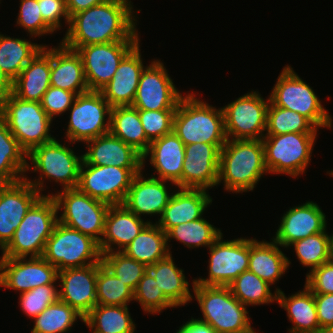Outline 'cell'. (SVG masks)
I'll return each instance as SVG.
<instances>
[{
    "label": "cell",
    "instance_id": "6da1fadb",
    "mask_svg": "<svg viewBox=\"0 0 333 333\" xmlns=\"http://www.w3.org/2000/svg\"><path fill=\"white\" fill-rule=\"evenodd\" d=\"M129 0H109L70 17L63 46L79 47L123 40H139Z\"/></svg>",
    "mask_w": 333,
    "mask_h": 333
},
{
    "label": "cell",
    "instance_id": "7a4b0ae2",
    "mask_svg": "<svg viewBox=\"0 0 333 333\" xmlns=\"http://www.w3.org/2000/svg\"><path fill=\"white\" fill-rule=\"evenodd\" d=\"M267 172L262 140L228 139L222 147L218 184L223 180L227 191H252Z\"/></svg>",
    "mask_w": 333,
    "mask_h": 333
},
{
    "label": "cell",
    "instance_id": "3957f363",
    "mask_svg": "<svg viewBox=\"0 0 333 333\" xmlns=\"http://www.w3.org/2000/svg\"><path fill=\"white\" fill-rule=\"evenodd\" d=\"M173 133L185 146L199 142L225 145L223 110L197 99L194 93H188L176 107Z\"/></svg>",
    "mask_w": 333,
    "mask_h": 333
},
{
    "label": "cell",
    "instance_id": "277c9868",
    "mask_svg": "<svg viewBox=\"0 0 333 333\" xmlns=\"http://www.w3.org/2000/svg\"><path fill=\"white\" fill-rule=\"evenodd\" d=\"M57 214V205L51 194L41 196L27 211L12 240L2 250V257H42L46 241L58 222Z\"/></svg>",
    "mask_w": 333,
    "mask_h": 333
},
{
    "label": "cell",
    "instance_id": "5b68a950",
    "mask_svg": "<svg viewBox=\"0 0 333 333\" xmlns=\"http://www.w3.org/2000/svg\"><path fill=\"white\" fill-rule=\"evenodd\" d=\"M193 292L203 319L216 333H250L253 331L248 311L229 287L203 286L192 282Z\"/></svg>",
    "mask_w": 333,
    "mask_h": 333
},
{
    "label": "cell",
    "instance_id": "8992f818",
    "mask_svg": "<svg viewBox=\"0 0 333 333\" xmlns=\"http://www.w3.org/2000/svg\"><path fill=\"white\" fill-rule=\"evenodd\" d=\"M0 117L27 154L55 139L49 133L53 120L40 102L22 100L11 93L0 103Z\"/></svg>",
    "mask_w": 333,
    "mask_h": 333
},
{
    "label": "cell",
    "instance_id": "52a82bcc",
    "mask_svg": "<svg viewBox=\"0 0 333 333\" xmlns=\"http://www.w3.org/2000/svg\"><path fill=\"white\" fill-rule=\"evenodd\" d=\"M42 257L61 271L100 263L102 253L92 237L57 222Z\"/></svg>",
    "mask_w": 333,
    "mask_h": 333
},
{
    "label": "cell",
    "instance_id": "ba28073f",
    "mask_svg": "<svg viewBox=\"0 0 333 333\" xmlns=\"http://www.w3.org/2000/svg\"><path fill=\"white\" fill-rule=\"evenodd\" d=\"M270 102L308 118L317 128L332 126L329 113L321 105L314 90L290 66L283 68L269 96Z\"/></svg>",
    "mask_w": 333,
    "mask_h": 333
},
{
    "label": "cell",
    "instance_id": "9c48e42d",
    "mask_svg": "<svg viewBox=\"0 0 333 333\" xmlns=\"http://www.w3.org/2000/svg\"><path fill=\"white\" fill-rule=\"evenodd\" d=\"M27 157L33 164V171L39 170L41 175L40 179L34 181L27 179V177L24 179L39 193L44 191L43 178H52L53 181L61 183L62 189L77 188L83 155L76 156L71 148L60 144L56 138L33 148Z\"/></svg>",
    "mask_w": 333,
    "mask_h": 333
},
{
    "label": "cell",
    "instance_id": "30bf717a",
    "mask_svg": "<svg viewBox=\"0 0 333 333\" xmlns=\"http://www.w3.org/2000/svg\"><path fill=\"white\" fill-rule=\"evenodd\" d=\"M316 136V133L265 135L262 142L268 173L288 174L292 178L303 174L310 164Z\"/></svg>",
    "mask_w": 333,
    "mask_h": 333
},
{
    "label": "cell",
    "instance_id": "8fae6325",
    "mask_svg": "<svg viewBox=\"0 0 333 333\" xmlns=\"http://www.w3.org/2000/svg\"><path fill=\"white\" fill-rule=\"evenodd\" d=\"M52 194L57 210L63 209L58 222L92 237L100 243L104 234L105 217L110 204L92 198L78 188L63 189ZM99 235V236H98Z\"/></svg>",
    "mask_w": 333,
    "mask_h": 333
},
{
    "label": "cell",
    "instance_id": "7c38bea8",
    "mask_svg": "<svg viewBox=\"0 0 333 333\" xmlns=\"http://www.w3.org/2000/svg\"><path fill=\"white\" fill-rule=\"evenodd\" d=\"M269 103V99L265 100L258 92L252 91L224 106L222 110L227 140H262Z\"/></svg>",
    "mask_w": 333,
    "mask_h": 333
},
{
    "label": "cell",
    "instance_id": "4fadbf2b",
    "mask_svg": "<svg viewBox=\"0 0 333 333\" xmlns=\"http://www.w3.org/2000/svg\"><path fill=\"white\" fill-rule=\"evenodd\" d=\"M142 170L143 168L95 166L82 161L77 188L110 205H122L134 176Z\"/></svg>",
    "mask_w": 333,
    "mask_h": 333
},
{
    "label": "cell",
    "instance_id": "5bb4252c",
    "mask_svg": "<svg viewBox=\"0 0 333 333\" xmlns=\"http://www.w3.org/2000/svg\"><path fill=\"white\" fill-rule=\"evenodd\" d=\"M111 108L100 91H88L76 95L69 108L71 113L66 132L69 142L81 141L85 143L108 133ZM105 120H107L106 123Z\"/></svg>",
    "mask_w": 333,
    "mask_h": 333
},
{
    "label": "cell",
    "instance_id": "9a60e30c",
    "mask_svg": "<svg viewBox=\"0 0 333 333\" xmlns=\"http://www.w3.org/2000/svg\"><path fill=\"white\" fill-rule=\"evenodd\" d=\"M221 235L210 247L208 278L195 280L203 286L228 287L249 268L250 239L223 241Z\"/></svg>",
    "mask_w": 333,
    "mask_h": 333
},
{
    "label": "cell",
    "instance_id": "2e32d148",
    "mask_svg": "<svg viewBox=\"0 0 333 333\" xmlns=\"http://www.w3.org/2000/svg\"><path fill=\"white\" fill-rule=\"evenodd\" d=\"M139 40L114 41L79 47L89 91H100L113 78L122 59Z\"/></svg>",
    "mask_w": 333,
    "mask_h": 333
},
{
    "label": "cell",
    "instance_id": "e0dca14e",
    "mask_svg": "<svg viewBox=\"0 0 333 333\" xmlns=\"http://www.w3.org/2000/svg\"><path fill=\"white\" fill-rule=\"evenodd\" d=\"M160 60L152 61L140 76L132 107L138 110H176L183 97Z\"/></svg>",
    "mask_w": 333,
    "mask_h": 333
},
{
    "label": "cell",
    "instance_id": "ac0fdd59",
    "mask_svg": "<svg viewBox=\"0 0 333 333\" xmlns=\"http://www.w3.org/2000/svg\"><path fill=\"white\" fill-rule=\"evenodd\" d=\"M58 270L43 257L0 258V287L27 292L38 286L55 284Z\"/></svg>",
    "mask_w": 333,
    "mask_h": 333
},
{
    "label": "cell",
    "instance_id": "d6986e66",
    "mask_svg": "<svg viewBox=\"0 0 333 333\" xmlns=\"http://www.w3.org/2000/svg\"><path fill=\"white\" fill-rule=\"evenodd\" d=\"M223 146L203 142L186 145L182 177L175 186L205 190L217 186Z\"/></svg>",
    "mask_w": 333,
    "mask_h": 333
},
{
    "label": "cell",
    "instance_id": "ffe728a7",
    "mask_svg": "<svg viewBox=\"0 0 333 333\" xmlns=\"http://www.w3.org/2000/svg\"><path fill=\"white\" fill-rule=\"evenodd\" d=\"M38 190L25 179L0 184V249L12 240L15 230L27 211L41 197Z\"/></svg>",
    "mask_w": 333,
    "mask_h": 333
},
{
    "label": "cell",
    "instance_id": "44dd1931",
    "mask_svg": "<svg viewBox=\"0 0 333 333\" xmlns=\"http://www.w3.org/2000/svg\"><path fill=\"white\" fill-rule=\"evenodd\" d=\"M99 263L58 271L59 300L84 317L97 305L96 279Z\"/></svg>",
    "mask_w": 333,
    "mask_h": 333
},
{
    "label": "cell",
    "instance_id": "7402d4cb",
    "mask_svg": "<svg viewBox=\"0 0 333 333\" xmlns=\"http://www.w3.org/2000/svg\"><path fill=\"white\" fill-rule=\"evenodd\" d=\"M325 217L322 209L312 201L290 208L284 213L273 240L288 248L296 241L323 232L327 225Z\"/></svg>",
    "mask_w": 333,
    "mask_h": 333
},
{
    "label": "cell",
    "instance_id": "603a6c76",
    "mask_svg": "<svg viewBox=\"0 0 333 333\" xmlns=\"http://www.w3.org/2000/svg\"><path fill=\"white\" fill-rule=\"evenodd\" d=\"M139 43L122 59L113 78L100 92L111 107L131 106L145 68Z\"/></svg>",
    "mask_w": 333,
    "mask_h": 333
},
{
    "label": "cell",
    "instance_id": "cb8c5ba5",
    "mask_svg": "<svg viewBox=\"0 0 333 333\" xmlns=\"http://www.w3.org/2000/svg\"><path fill=\"white\" fill-rule=\"evenodd\" d=\"M83 161L95 166L143 168V156L110 132L87 142Z\"/></svg>",
    "mask_w": 333,
    "mask_h": 333
},
{
    "label": "cell",
    "instance_id": "d4e9b609",
    "mask_svg": "<svg viewBox=\"0 0 333 333\" xmlns=\"http://www.w3.org/2000/svg\"><path fill=\"white\" fill-rule=\"evenodd\" d=\"M165 183L166 180L153 175L146 179L141 172L136 174L123 205L138 217H141V214L161 215L172 196Z\"/></svg>",
    "mask_w": 333,
    "mask_h": 333
},
{
    "label": "cell",
    "instance_id": "484cf974",
    "mask_svg": "<svg viewBox=\"0 0 333 333\" xmlns=\"http://www.w3.org/2000/svg\"><path fill=\"white\" fill-rule=\"evenodd\" d=\"M206 191L179 188L178 192L171 193L172 196L156 224L167 233L176 225L201 218L207 206L212 203V198Z\"/></svg>",
    "mask_w": 333,
    "mask_h": 333
},
{
    "label": "cell",
    "instance_id": "4316f807",
    "mask_svg": "<svg viewBox=\"0 0 333 333\" xmlns=\"http://www.w3.org/2000/svg\"><path fill=\"white\" fill-rule=\"evenodd\" d=\"M149 223L123 204L110 205L105 217L104 238L99 243L101 253L115 251L112 245L118 246L116 251L121 252Z\"/></svg>",
    "mask_w": 333,
    "mask_h": 333
},
{
    "label": "cell",
    "instance_id": "83f0119b",
    "mask_svg": "<svg viewBox=\"0 0 333 333\" xmlns=\"http://www.w3.org/2000/svg\"><path fill=\"white\" fill-rule=\"evenodd\" d=\"M44 46L13 80L12 93L26 101L41 102L50 85L51 48Z\"/></svg>",
    "mask_w": 333,
    "mask_h": 333
},
{
    "label": "cell",
    "instance_id": "f1b7e54d",
    "mask_svg": "<svg viewBox=\"0 0 333 333\" xmlns=\"http://www.w3.org/2000/svg\"><path fill=\"white\" fill-rule=\"evenodd\" d=\"M149 153L150 164L156 169L158 179L170 181L175 185L182 177L183 160L185 158V145L179 137L171 132L153 140L143 156V168Z\"/></svg>",
    "mask_w": 333,
    "mask_h": 333
},
{
    "label": "cell",
    "instance_id": "f546056e",
    "mask_svg": "<svg viewBox=\"0 0 333 333\" xmlns=\"http://www.w3.org/2000/svg\"><path fill=\"white\" fill-rule=\"evenodd\" d=\"M50 85L76 95L89 91L81 56L62 44L51 48Z\"/></svg>",
    "mask_w": 333,
    "mask_h": 333
},
{
    "label": "cell",
    "instance_id": "4dcf8cb0",
    "mask_svg": "<svg viewBox=\"0 0 333 333\" xmlns=\"http://www.w3.org/2000/svg\"><path fill=\"white\" fill-rule=\"evenodd\" d=\"M280 246L273 239L272 242L250 239V256L248 270L256 274L269 285L274 284L285 273L289 258L279 249Z\"/></svg>",
    "mask_w": 333,
    "mask_h": 333
},
{
    "label": "cell",
    "instance_id": "1f68e13d",
    "mask_svg": "<svg viewBox=\"0 0 333 333\" xmlns=\"http://www.w3.org/2000/svg\"><path fill=\"white\" fill-rule=\"evenodd\" d=\"M276 291V302L286 310L289 320L293 323L289 333H315L320 328L314 294L306 286L303 291L290 297H286L278 288Z\"/></svg>",
    "mask_w": 333,
    "mask_h": 333
},
{
    "label": "cell",
    "instance_id": "d6a6232c",
    "mask_svg": "<svg viewBox=\"0 0 333 333\" xmlns=\"http://www.w3.org/2000/svg\"><path fill=\"white\" fill-rule=\"evenodd\" d=\"M109 132L133 147L142 156L149 149L151 141L146 137L138 109L132 106L111 108Z\"/></svg>",
    "mask_w": 333,
    "mask_h": 333
},
{
    "label": "cell",
    "instance_id": "836d02e7",
    "mask_svg": "<svg viewBox=\"0 0 333 333\" xmlns=\"http://www.w3.org/2000/svg\"><path fill=\"white\" fill-rule=\"evenodd\" d=\"M121 252L148 267L170 254L167 234L150 222Z\"/></svg>",
    "mask_w": 333,
    "mask_h": 333
},
{
    "label": "cell",
    "instance_id": "e575fe53",
    "mask_svg": "<svg viewBox=\"0 0 333 333\" xmlns=\"http://www.w3.org/2000/svg\"><path fill=\"white\" fill-rule=\"evenodd\" d=\"M26 158L27 153L0 117V184L16 183L24 179L25 172L31 169Z\"/></svg>",
    "mask_w": 333,
    "mask_h": 333
},
{
    "label": "cell",
    "instance_id": "d590c367",
    "mask_svg": "<svg viewBox=\"0 0 333 333\" xmlns=\"http://www.w3.org/2000/svg\"><path fill=\"white\" fill-rule=\"evenodd\" d=\"M148 271L153 275L158 287L163 294L177 307L187 305L192 300L189 283L185 279L182 269L175 266L170 253L166 258L148 266Z\"/></svg>",
    "mask_w": 333,
    "mask_h": 333
},
{
    "label": "cell",
    "instance_id": "8d00e7d4",
    "mask_svg": "<svg viewBox=\"0 0 333 333\" xmlns=\"http://www.w3.org/2000/svg\"><path fill=\"white\" fill-rule=\"evenodd\" d=\"M128 306L97 304L85 317L84 323L93 333H134Z\"/></svg>",
    "mask_w": 333,
    "mask_h": 333
},
{
    "label": "cell",
    "instance_id": "74e56055",
    "mask_svg": "<svg viewBox=\"0 0 333 333\" xmlns=\"http://www.w3.org/2000/svg\"><path fill=\"white\" fill-rule=\"evenodd\" d=\"M25 39L0 34V67L13 81L42 48Z\"/></svg>",
    "mask_w": 333,
    "mask_h": 333
},
{
    "label": "cell",
    "instance_id": "f35d334b",
    "mask_svg": "<svg viewBox=\"0 0 333 333\" xmlns=\"http://www.w3.org/2000/svg\"><path fill=\"white\" fill-rule=\"evenodd\" d=\"M228 287L234 297L246 307L277 300V291L272 294L270 285L249 270L240 274Z\"/></svg>",
    "mask_w": 333,
    "mask_h": 333
},
{
    "label": "cell",
    "instance_id": "ab89813d",
    "mask_svg": "<svg viewBox=\"0 0 333 333\" xmlns=\"http://www.w3.org/2000/svg\"><path fill=\"white\" fill-rule=\"evenodd\" d=\"M78 318L84 322V316L75 308L58 300L34 318L31 333H67Z\"/></svg>",
    "mask_w": 333,
    "mask_h": 333
},
{
    "label": "cell",
    "instance_id": "60d3db41",
    "mask_svg": "<svg viewBox=\"0 0 333 333\" xmlns=\"http://www.w3.org/2000/svg\"><path fill=\"white\" fill-rule=\"evenodd\" d=\"M317 130L318 128L305 116L269 103L265 135L317 133Z\"/></svg>",
    "mask_w": 333,
    "mask_h": 333
},
{
    "label": "cell",
    "instance_id": "b9f144b4",
    "mask_svg": "<svg viewBox=\"0 0 333 333\" xmlns=\"http://www.w3.org/2000/svg\"><path fill=\"white\" fill-rule=\"evenodd\" d=\"M166 234L167 241L174 238L188 248L201 246H208L209 248L222 235V232L201 217L194 221L176 225Z\"/></svg>",
    "mask_w": 333,
    "mask_h": 333
},
{
    "label": "cell",
    "instance_id": "7bdbcfd3",
    "mask_svg": "<svg viewBox=\"0 0 333 333\" xmlns=\"http://www.w3.org/2000/svg\"><path fill=\"white\" fill-rule=\"evenodd\" d=\"M96 298L100 305L127 306L134 300V292L101 261L96 279Z\"/></svg>",
    "mask_w": 333,
    "mask_h": 333
},
{
    "label": "cell",
    "instance_id": "ee69618b",
    "mask_svg": "<svg viewBox=\"0 0 333 333\" xmlns=\"http://www.w3.org/2000/svg\"><path fill=\"white\" fill-rule=\"evenodd\" d=\"M290 246H294L299 261L302 265L310 267V271L331 260L330 235L326 233V229Z\"/></svg>",
    "mask_w": 333,
    "mask_h": 333
},
{
    "label": "cell",
    "instance_id": "f6af8a7d",
    "mask_svg": "<svg viewBox=\"0 0 333 333\" xmlns=\"http://www.w3.org/2000/svg\"><path fill=\"white\" fill-rule=\"evenodd\" d=\"M101 261L105 267L133 292L148 270L145 264L129 258L123 252L119 251L102 253Z\"/></svg>",
    "mask_w": 333,
    "mask_h": 333
},
{
    "label": "cell",
    "instance_id": "bcb514c9",
    "mask_svg": "<svg viewBox=\"0 0 333 333\" xmlns=\"http://www.w3.org/2000/svg\"><path fill=\"white\" fill-rule=\"evenodd\" d=\"M134 300L139 301L143 311L154 314L166 308L176 307L158 287L155 278L147 270L134 290Z\"/></svg>",
    "mask_w": 333,
    "mask_h": 333
},
{
    "label": "cell",
    "instance_id": "7dc6e473",
    "mask_svg": "<svg viewBox=\"0 0 333 333\" xmlns=\"http://www.w3.org/2000/svg\"><path fill=\"white\" fill-rule=\"evenodd\" d=\"M59 300V290L54 284L38 286L20 295V306L22 311L35 318L41 314L49 305Z\"/></svg>",
    "mask_w": 333,
    "mask_h": 333
},
{
    "label": "cell",
    "instance_id": "c3c4849f",
    "mask_svg": "<svg viewBox=\"0 0 333 333\" xmlns=\"http://www.w3.org/2000/svg\"><path fill=\"white\" fill-rule=\"evenodd\" d=\"M176 110H138L146 137L152 142L173 132Z\"/></svg>",
    "mask_w": 333,
    "mask_h": 333
},
{
    "label": "cell",
    "instance_id": "681fc988",
    "mask_svg": "<svg viewBox=\"0 0 333 333\" xmlns=\"http://www.w3.org/2000/svg\"><path fill=\"white\" fill-rule=\"evenodd\" d=\"M17 25L23 27L32 37L51 34L54 31L43 21L37 0H21Z\"/></svg>",
    "mask_w": 333,
    "mask_h": 333
},
{
    "label": "cell",
    "instance_id": "f907efd6",
    "mask_svg": "<svg viewBox=\"0 0 333 333\" xmlns=\"http://www.w3.org/2000/svg\"><path fill=\"white\" fill-rule=\"evenodd\" d=\"M75 97L76 94L73 92L50 86L44 93L40 103L47 115L52 119L54 116L68 111Z\"/></svg>",
    "mask_w": 333,
    "mask_h": 333
},
{
    "label": "cell",
    "instance_id": "816d5d0a",
    "mask_svg": "<svg viewBox=\"0 0 333 333\" xmlns=\"http://www.w3.org/2000/svg\"><path fill=\"white\" fill-rule=\"evenodd\" d=\"M305 286L313 294L333 293V261L325 262L309 272Z\"/></svg>",
    "mask_w": 333,
    "mask_h": 333
},
{
    "label": "cell",
    "instance_id": "f5cc1de1",
    "mask_svg": "<svg viewBox=\"0 0 333 333\" xmlns=\"http://www.w3.org/2000/svg\"><path fill=\"white\" fill-rule=\"evenodd\" d=\"M43 21L56 32L60 30V19L63 17L69 25L70 17L66 8V0H37Z\"/></svg>",
    "mask_w": 333,
    "mask_h": 333
},
{
    "label": "cell",
    "instance_id": "db71d44e",
    "mask_svg": "<svg viewBox=\"0 0 333 333\" xmlns=\"http://www.w3.org/2000/svg\"><path fill=\"white\" fill-rule=\"evenodd\" d=\"M320 327L333 326V293L314 294Z\"/></svg>",
    "mask_w": 333,
    "mask_h": 333
},
{
    "label": "cell",
    "instance_id": "11a10c76",
    "mask_svg": "<svg viewBox=\"0 0 333 333\" xmlns=\"http://www.w3.org/2000/svg\"><path fill=\"white\" fill-rule=\"evenodd\" d=\"M176 333H216V331L209 324L199 320V318H191Z\"/></svg>",
    "mask_w": 333,
    "mask_h": 333
},
{
    "label": "cell",
    "instance_id": "9f6ffc18",
    "mask_svg": "<svg viewBox=\"0 0 333 333\" xmlns=\"http://www.w3.org/2000/svg\"><path fill=\"white\" fill-rule=\"evenodd\" d=\"M109 0H66V8L69 17L72 15L87 10L88 8L105 3Z\"/></svg>",
    "mask_w": 333,
    "mask_h": 333
},
{
    "label": "cell",
    "instance_id": "6f0895ef",
    "mask_svg": "<svg viewBox=\"0 0 333 333\" xmlns=\"http://www.w3.org/2000/svg\"><path fill=\"white\" fill-rule=\"evenodd\" d=\"M13 81L0 67V103L12 93Z\"/></svg>",
    "mask_w": 333,
    "mask_h": 333
},
{
    "label": "cell",
    "instance_id": "680465c9",
    "mask_svg": "<svg viewBox=\"0 0 333 333\" xmlns=\"http://www.w3.org/2000/svg\"><path fill=\"white\" fill-rule=\"evenodd\" d=\"M315 333H333V326L320 327Z\"/></svg>",
    "mask_w": 333,
    "mask_h": 333
},
{
    "label": "cell",
    "instance_id": "91938a15",
    "mask_svg": "<svg viewBox=\"0 0 333 333\" xmlns=\"http://www.w3.org/2000/svg\"><path fill=\"white\" fill-rule=\"evenodd\" d=\"M331 260L333 261V234L330 235Z\"/></svg>",
    "mask_w": 333,
    "mask_h": 333
},
{
    "label": "cell",
    "instance_id": "94428289",
    "mask_svg": "<svg viewBox=\"0 0 333 333\" xmlns=\"http://www.w3.org/2000/svg\"><path fill=\"white\" fill-rule=\"evenodd\" d=\"M329 172H330L329 174H330L331 176H333V170H331V171H329Z\"/></svg>",
    "mask_w": 333,
    "mask_h": 333
}]
</instances>
